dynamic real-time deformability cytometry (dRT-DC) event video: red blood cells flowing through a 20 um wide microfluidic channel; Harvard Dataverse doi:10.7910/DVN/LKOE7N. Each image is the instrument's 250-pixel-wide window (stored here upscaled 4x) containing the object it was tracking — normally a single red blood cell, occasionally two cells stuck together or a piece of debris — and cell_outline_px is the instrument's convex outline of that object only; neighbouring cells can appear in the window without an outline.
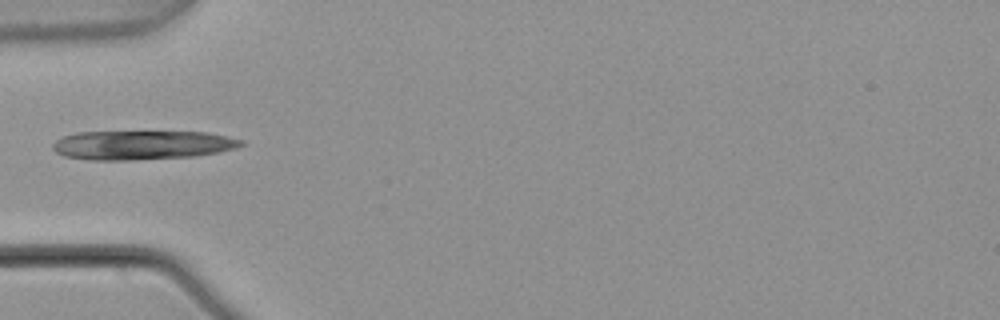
{"species": "common noctule bat (a hibernating species)", "species_latin": "Nyctalus noctula", "temperature_condition": "warm", "stored_images_in_passage": 5, "camera_frame_rate_fps": 3000, "um_per_image_px": 0.085, "animal": {"sex": "male", "body_mass_g": 21.5, "forearm_length_mm": 52.0}, "frame": {"image": 1, "passage_image": 5, "time_ms": 1.333, "image_size_px": [1000, 320], "cell_outline_px": [[244, 144], [236, 148], [196, 156], [132, 160], [88, 160], [64, 156], [56, 152], [52, 148], [52, 144], [56, 140], [64, 136], [76, 132], [208, 132], [244, 140]], "centroid_in_image_um": [12.06, 12.33], "position_along_channel_um": 72.9, "area_um2": 31.96}}